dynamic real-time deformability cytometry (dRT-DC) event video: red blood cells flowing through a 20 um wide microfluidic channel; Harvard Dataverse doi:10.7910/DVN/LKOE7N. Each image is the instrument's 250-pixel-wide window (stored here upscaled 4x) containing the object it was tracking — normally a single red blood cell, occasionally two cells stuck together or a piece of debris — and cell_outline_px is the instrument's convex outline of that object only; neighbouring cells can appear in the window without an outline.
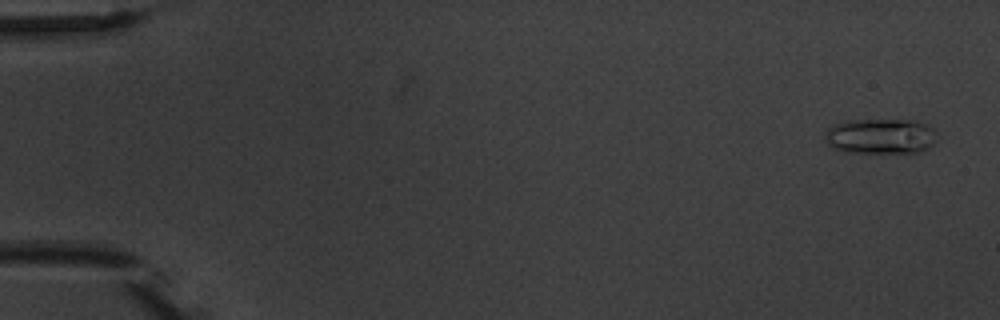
{"species": "common noctule bat (a hibernating species)", "species_latin": "Nyctalus noctula", "temperature_condition": "warm", "stored_images_in_passage": 5, "camera_frame_rate_fps": 3000, "um_per_image_px": 0.085, "animal": {"sex": "male", "body_mass_g": 20.1, "forearm_length_mm": 53.5}, "frame": {"image": 1, "passage_image": 1, "time_ms": 0.0, "image_size_px": [1000, 320], "cell_outline_px": [[936, 140], [932, 144], [920, 152], [844, 152], [832, 148], [824, 140], [824, 136], [828, 128], [836, 124], [860, 120], [916, 120], [928, 124], [936, 132]], "centroid_in_image_um": [74.86, 11.58], "position_along_channel_um": 10.1, "area_um2": 22.95}}